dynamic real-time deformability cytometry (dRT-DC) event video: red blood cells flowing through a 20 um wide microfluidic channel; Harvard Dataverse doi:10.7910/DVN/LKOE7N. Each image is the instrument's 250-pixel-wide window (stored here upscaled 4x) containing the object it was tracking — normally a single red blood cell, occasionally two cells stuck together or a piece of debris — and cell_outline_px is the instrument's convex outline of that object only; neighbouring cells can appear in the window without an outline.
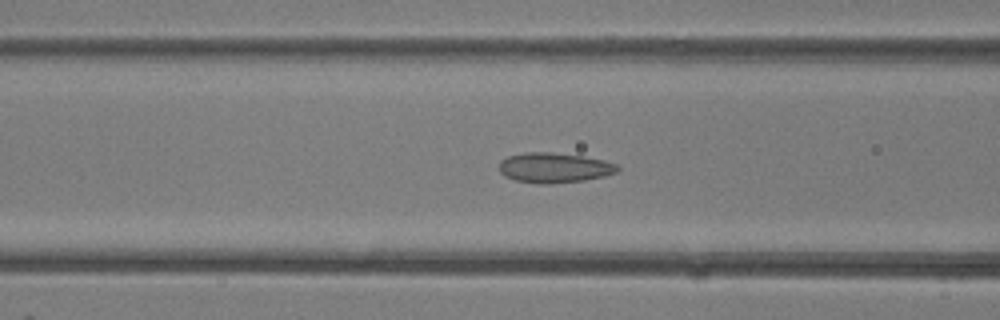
{"species": "common noctule bat (a hibernating species)", "species_latin": "Nyctalus noctula", "temperature_condition": "room temperature", "stored_images_in_passage": 41, "camera_frame_rate_fps": 3000, "um_per_image_px": 0.085, "animal": {"sex": "female"}, "frame": {"image": 1, "passage_image": 16, "time_ms": 5.0, "image_size_px": [1000, 320], "cell_outline_px": [[620, 168], [616, 172], [604, 176], [584, 180], [552, 184], [540, 184], [516, 180], [504, 176], [500, 172], [500, 160], [508, 156], [524, 152], [552, 152], [584, 156], [604, 160], [616, 164]], "centroid_in_image_um": [47.1, 14.25], "position_along_channel_um": 119.5, "area_um2": 20.81}}
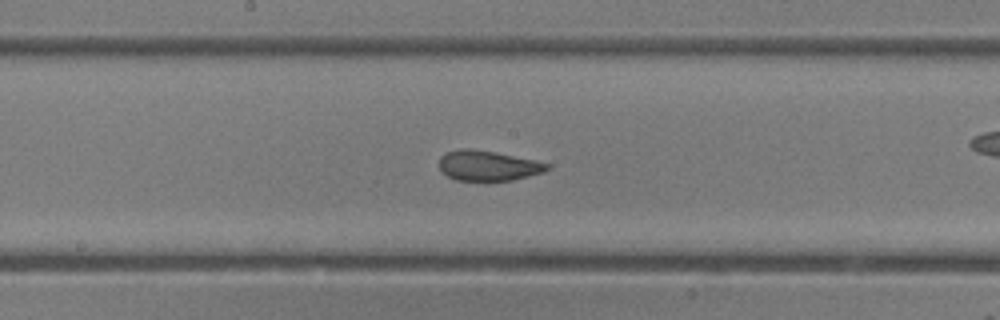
{"frame": {"image": 2, "passage_image": 21, "time_ms": 6.667, "image_size_px": [1000, 320], "cell_outline_px": [[548, 168], [544, 172], [512, 180], [456, 180], [448, 176], [440, 168], [440, 156], [448, 152], [460, 148], [472, 148], [496, 152], [532, 160], [548, 164]], "centroid_in_image_um": [41.45, 14.07], "position_along_channel_um": 206.8, "area_um2": 18.61}}
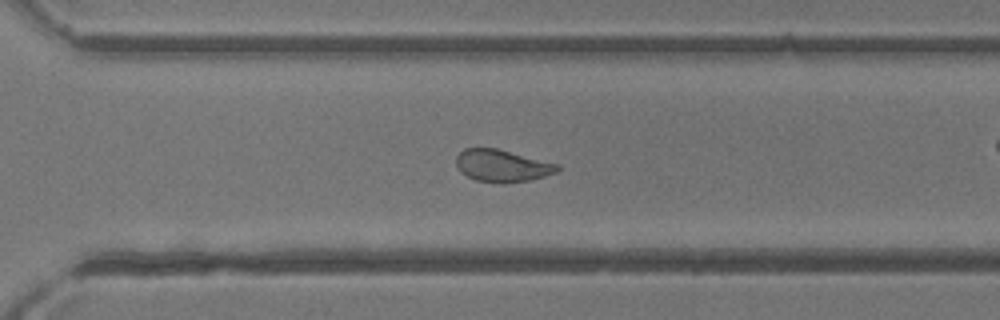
{"frame": {"image": 3, "passage_image": 28, "time_ms": 9.0, "image_size_px": [1000, 320], "cell_outline_px": [[560, 168], [556, 172], [532, 180], [504, 184], [476, 180], [460, 172], [456, 164], [456, 156], [464, 148], [496, 148], [560, 164]], "centroid_in_image_um": [42.69, 14.09], "position_along_channel_um": 327.9, "area_um2": 19.13}}